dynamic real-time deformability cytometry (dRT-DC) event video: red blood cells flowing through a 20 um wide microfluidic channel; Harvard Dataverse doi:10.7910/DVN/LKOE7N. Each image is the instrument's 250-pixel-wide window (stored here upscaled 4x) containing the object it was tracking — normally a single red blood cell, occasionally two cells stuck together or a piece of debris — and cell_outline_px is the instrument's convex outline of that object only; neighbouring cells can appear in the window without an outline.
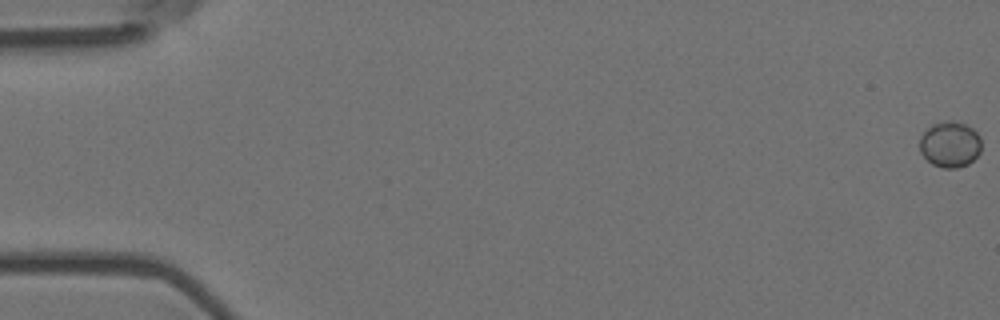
{"species": "Egyptian fruit bat (a non-hibernating species)", "species_latin": "Rousettus aegyptiacus", "temperature_condition": "room temperature", "stored_images_in_passage": 5, "camera_frame_rate_fps": 3000, "um_per_image_px": 0.085, "animal": {"sex": "female"}, "frame": {"image": 1, "passage_image": 1, "time_ms": 0.0, "image_size_px": [1000, 320], "cell_outline_px": [[980, 152], [968, 164], [956, 168], [944, 168], [932, 164], [920, 152], [920, 136], [932, 124], [948, 120], [952, 120], [964, 124], [972, 128], [980, 136]], "centroid_in_image_um": [80.74, 12.27], "position_along_channel_um": 4.3, "area_um2": 16.42}}
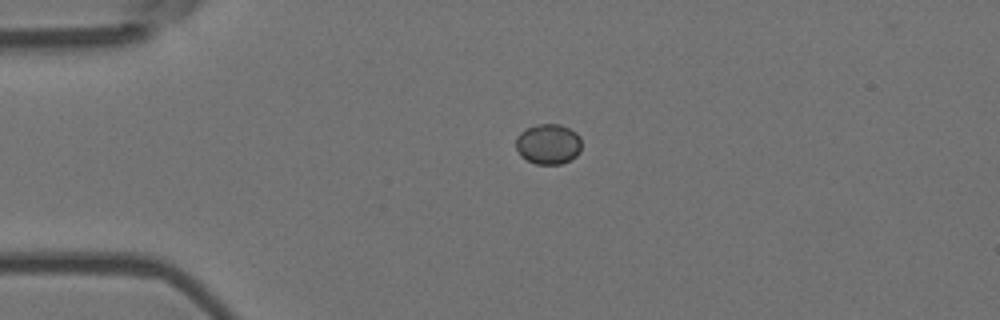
{"frame": {"image": 2, "passage_image": 4, "time_ms": 1.0, "image_size_px": [1000, 320], "cell_outline_px": [[580, 152], [576, 156], [560, 164], [536, 164], [520, 156], [516, 148], [516, 136], [524, 128], [536, 124], [560, 124], [576, 132], [580, 136]], "centroid_in_image_um": [46.58, 12.23], "position_along_channel_um": 38.4, "area_um2": 15.55}}